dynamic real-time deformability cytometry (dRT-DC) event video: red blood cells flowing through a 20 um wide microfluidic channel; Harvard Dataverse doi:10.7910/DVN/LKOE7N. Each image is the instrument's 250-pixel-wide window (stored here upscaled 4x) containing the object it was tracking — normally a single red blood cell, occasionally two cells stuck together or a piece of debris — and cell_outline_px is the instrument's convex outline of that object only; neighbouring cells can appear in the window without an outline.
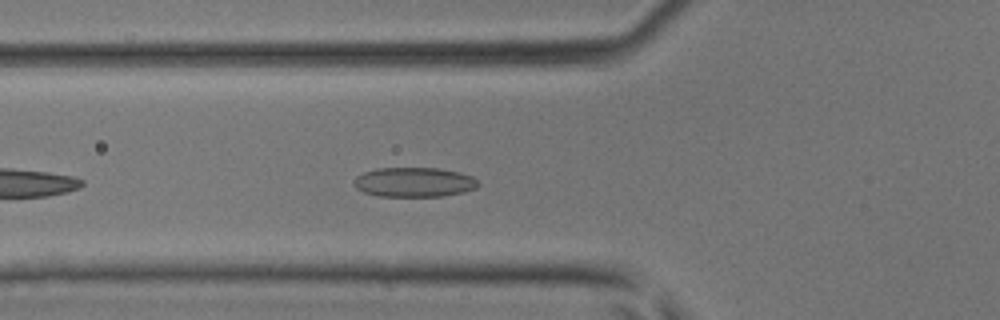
{"species": "common noctule bat (a hibernating species)", "species_latin": "Nyctalus noctula", "temperature_condition": "room temperature", "stored_images_in_passage": 32, "camera_frame_rate_fps": 3000, "um_per_image_px": 0.085, "animal": {"sex": "male", "body_mass_g": 17.9, "forearm_length_mm": 54.2}, "frame": {"image": 1, "passage_image": 5, "time_ms": 1.333, "image_size_px": [1000, 320], "cell_outline_px": [[480, 184], [476, 188], [464, 192], [440, 196], [380, 196], [364, 192], [356, 188], [352, 184], [356, 176], [364, 172], [376, 168], [436, 168], [460, 172], [472, 176]], "centroid_in_image_um": [35.19, 15.48], "position_along_channel_um": 90.6, "area_um2": 21.44}}
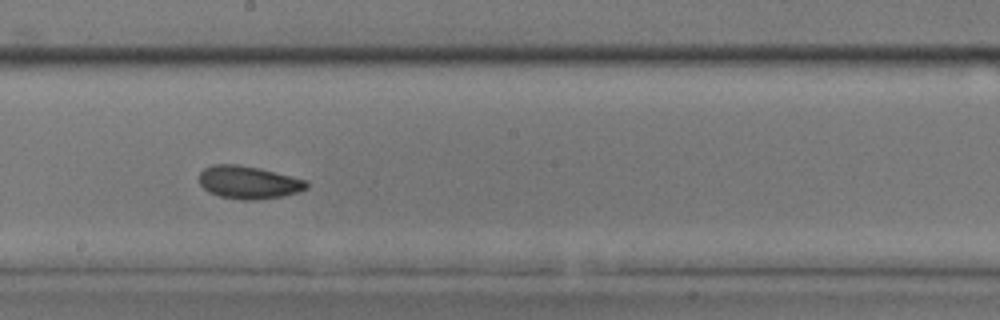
{"frame": {"image": 2, "passage_image": 14, "time_ms": 4.333, "image_size_px": [1000, 320], "cell_outline_px": [[308, 188], [284, 196], [256, 200], [240, 200], [220, 196], [208, 192], [200, 184], [200, 172], [204, 168], [212, 164], [236, 164], [260, 168], [308, 180]], "centroid_in_image_um": [21.13, 15.5], "position_along_channel_um": 227.1, "area_um2": 20.69}}
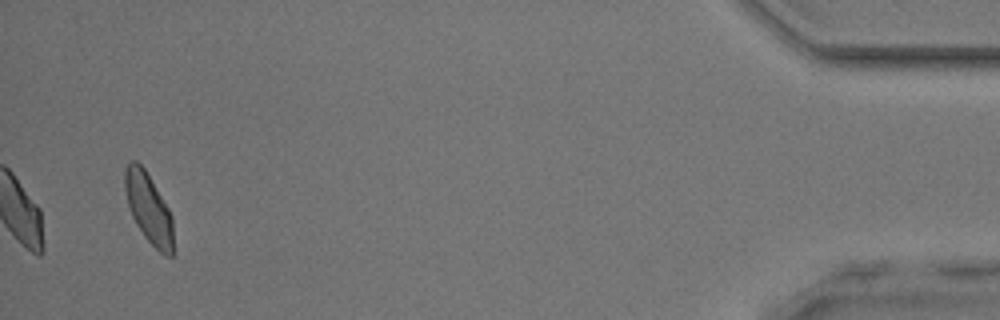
{"frame": {"image": 3, "passage_image": 32, "time_ms": 10.333, "image_size_px": [1000, 320], "cell_outline_px": [[172, 256], [164, 256], [144, 236], [136, 224], [132, 216], [128, 204], [124, 188], [124, 168], [132, 160], [136, 160], [144, 168], [168, 208], [172, 216]], "centroid_in_image_um": [12.61, 17.68], "position_along_channel_um": 422.6, "area_um2": 19.42}}